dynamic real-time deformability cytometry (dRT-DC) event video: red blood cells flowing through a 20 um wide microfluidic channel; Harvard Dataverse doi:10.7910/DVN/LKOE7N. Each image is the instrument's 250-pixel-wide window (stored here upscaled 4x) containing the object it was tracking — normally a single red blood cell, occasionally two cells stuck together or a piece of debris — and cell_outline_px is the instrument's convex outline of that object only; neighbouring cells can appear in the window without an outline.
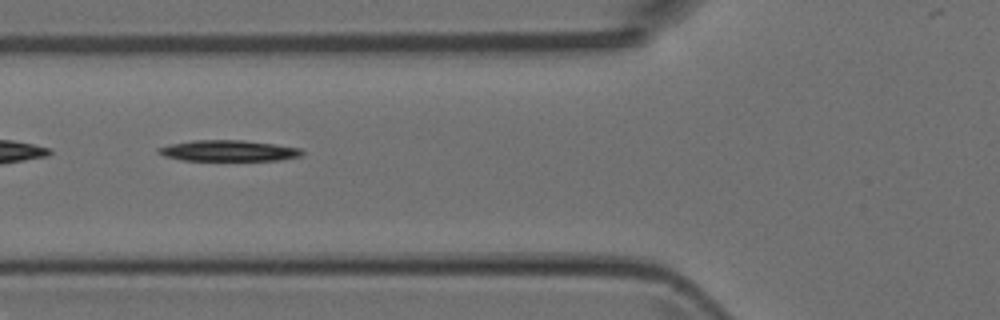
{"species": "Egyptian fruit bat (a non-hibernating species)", "species_latin": "Rousettus aegyptiacus", "temperature_condition": "room temperature", "stored_images_in_passage": 6, "camera_frame_rate_fps": 3000, "um_per_image_px": 0.085, "animal": {"sex": "female"}, "frame": {"image": 1, "passage_image": 3, "time_ms": 2.333, "image_size_px": [1000, 320], "cell_outline_px": [[304, 152], [300, 156], [280, 160], [184, 160], [164, 156], [156, 152], [156, 148], [172, 144], [192, 140], [244, 140], [276, 144], [300, 148]], "centroid_in_image_um": [19.42, 12.8], "position_along_channel_um": 106.4, "area_um2": 17.51}}
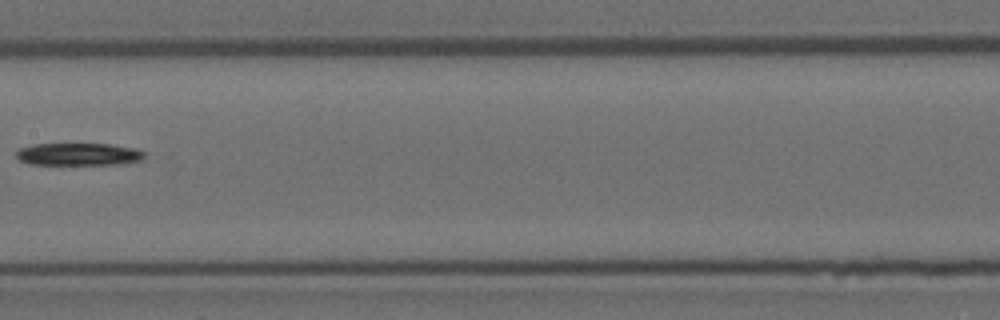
{"frame": {"image": 2, "passage_image": 5, "time_ms": 4.667, "image_size_px": [1000, 320], "cell_outline_px": [[148, 156], [144, 160], [124, 164], [28, 164], [20, 160], [16, 156], [16, 152], [20, 148], [32, 144], [108, 144], [136, 148], [144, 152]], "centroid_in_image_um": [6.75, 13.11], "position_along_channel_um": 200.7, "area_um2": 16.94}}
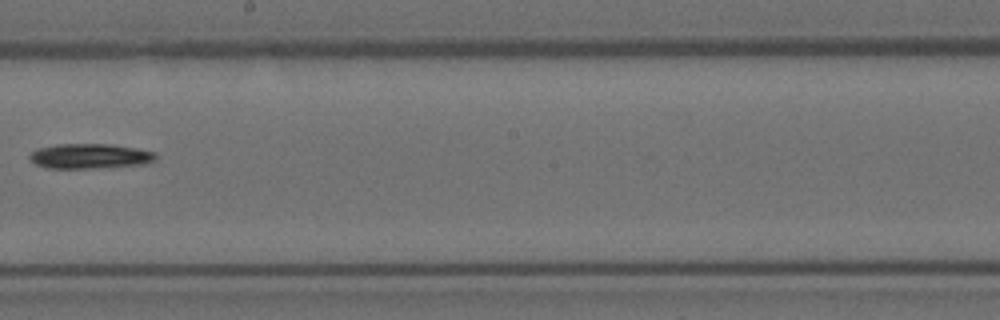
{"frame": {"image": 3, "passage_image": 6, "time_ms": 5.667, "image_size_px": [1000, 320], "cell_outline_px": [[156, 160], [144, 164], [92, 168], [48, 168], [36, 164], [28, 156], [36, 148], [56, 144], [108, 144], [136, 148], [156, 152]], "centroid_in_image_um": [7.64, 13.26], "position_along_channel_um": 240.6, "area_um2": 18.26}}